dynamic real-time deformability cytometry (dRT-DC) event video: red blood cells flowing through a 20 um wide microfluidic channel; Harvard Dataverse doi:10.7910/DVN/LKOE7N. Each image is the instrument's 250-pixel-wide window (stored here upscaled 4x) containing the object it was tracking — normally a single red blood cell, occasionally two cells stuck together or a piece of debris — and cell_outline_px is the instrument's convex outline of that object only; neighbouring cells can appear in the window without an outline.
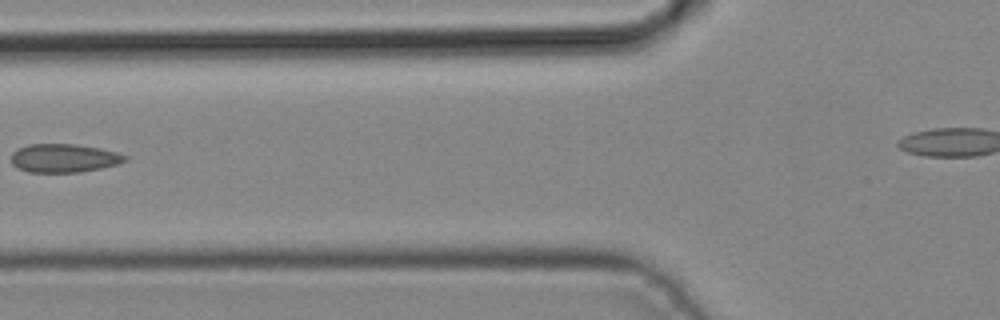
{"species": "common noctule bat (a hibernating species)", "species_latin": "Nyctalus noctula", "temperature_condition": "cold", "stored_images_in_passage": 5, "camera_frame_rate_fps": 3000, "um_per_image_px": 0.085, "animal": {"sex": "male", "body_mass_g": 19.2, "forearm_length_mm": 51.8}, "frame": {"image": 1, "passage_image": 5, "time_ms": 1.333, "image_size_px": [1000, 320], "cell_outline_px": [[128, 160], [116, 164], [100, 168], [80, 172], [28, 172], [16, 168], [12, 164], [12, 152], [16, 148], [28, 144], [76, 144], [100, 148], [116, 152], [128, 156]], "centroid_in_image_um": [5.4, 13.43], "position_along_channel_um": 120.4, "area_um2": 19.02}}